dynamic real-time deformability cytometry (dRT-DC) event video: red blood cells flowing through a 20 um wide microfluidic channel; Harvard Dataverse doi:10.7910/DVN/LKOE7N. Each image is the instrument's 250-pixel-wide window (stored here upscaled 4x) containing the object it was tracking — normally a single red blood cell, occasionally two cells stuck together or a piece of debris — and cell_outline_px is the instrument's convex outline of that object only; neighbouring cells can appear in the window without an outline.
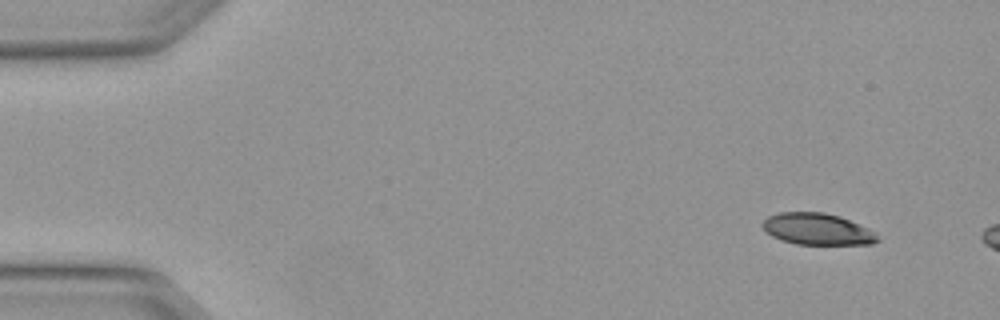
{"species": "Egyptian fruit bat (a non-hibernating species)", "species_latin": "Rousettus aegyptiacus", "temperature_condition": "warm", "stored_images_in_passage": 3, "camera_frame_rate_fps": 3000, "um_per_image_px": 0.085, "animal": {"sex": "female"}, "frame": {"image": 1, "passage_image": 1, "time_ms": 0.0, "image_size_px": [1000, 320], "cell_outline_px": [[880, 240], [872, 244], [796, 244], [772, 236], [760, 224], [768, 216], [780, 212], [824, 212], [840, 216], [868, 228], [876, 232]], "centroid_in_image_um": [69.5, 19.46], "position_along_channel_um": 15.5, "area_um2": 21.1}}